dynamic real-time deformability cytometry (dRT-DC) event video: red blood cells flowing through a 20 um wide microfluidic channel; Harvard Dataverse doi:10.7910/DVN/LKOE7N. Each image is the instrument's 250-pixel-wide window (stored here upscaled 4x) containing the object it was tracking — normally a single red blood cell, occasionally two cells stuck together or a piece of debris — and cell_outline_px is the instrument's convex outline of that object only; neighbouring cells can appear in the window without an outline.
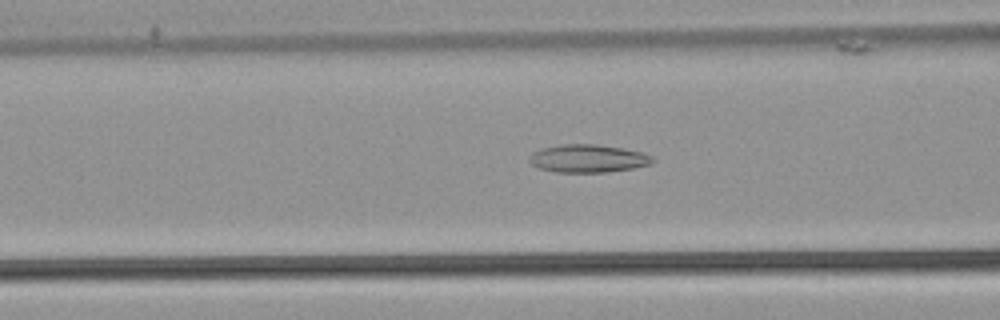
{"species": "common noctule bat (a hibernating species)", "species_latin": "Nyctalus noctula", "temperature_condition": "warm", "stored_images_in_passage": 37, "camera_frame_rate_fps": 3000, "um_per_image_px": 0.085, "animal": {"sex": "male", "body_mass_g": 21.5, "forearm_length_mm": 52.0}, "frame": {"image": 1, "passage_image": 5, "time_ms": 1.333, "image_size_px": [1000, 320], "cell_outline_px": [[656, 160], [652, 164], [632, 168], [608, 172], [556, 172], [540, 168], [532, 164], [528, 160], [528, 156], [532, 152], [544, 148], [560, 144], [596, 144], [624, 148], [640, 152], [652, 156]], "centroid_in_image_um": [49.99, 13.47], "position_along_channel_um": 116.6, "area_um2": 20.11}}
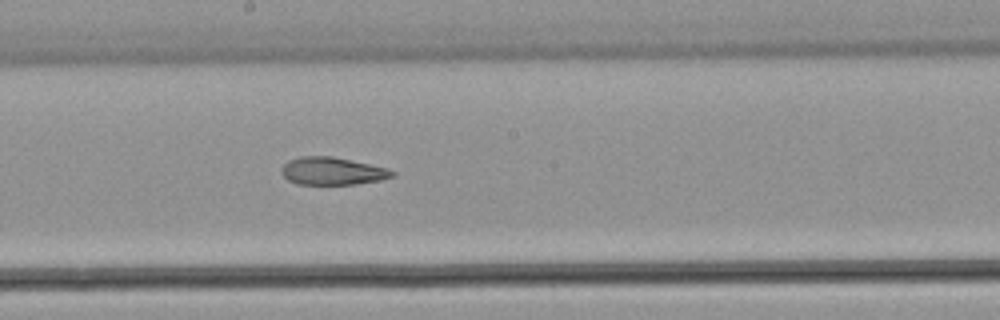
{"frame": {"image": 2, "passage_image": 13, "time_ms": 4.0, "image_size_px": [1000, 320], "cell_outline_px": [[396, 176], [380, 180], [356, 184], [296, 184], [288, 180], [280, 172], [280, 168], [288, 160], [300, 156], [332, 156], [388, 168], [396, 172]], "centroid_in_image_um": [28.24, 14.54], "position_along_channel_um": 220.0, "area_um2": 17.98}}
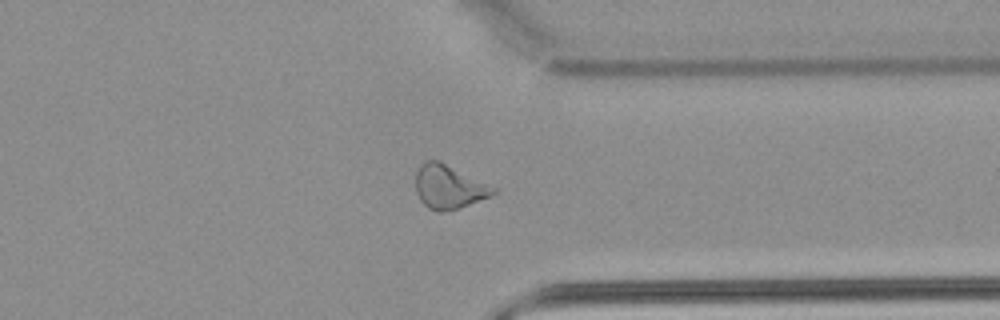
{"frame": {"image": 3, "passage_image": 25, "time_ms": 8.0, "image_size_px": [1000, 320], "cell_outline_px": [[496, 192], [488, 196], [460, 208], [440, 212], [436, 212], [428, 208], [420, 200], [416, 192], [416, 172], [420, 164], [424, 160], [440, 160], [496, 188]], "centroid_in_image_um": [38.1, 15.87], "position_along_channel_um": 373.3, "area_um2": 19.71}, "authors_computed_cell_mechanics": {"area_um2": 19.4786, "velocity_mm_per_s": 3.8809, "shape_relaxation_time_tau1_ms": null, "shape_relaxation_time_tau2_ms": 3.9883, "deformation_change_tau1": null, "deformation_change_tau2": 0.1279}}